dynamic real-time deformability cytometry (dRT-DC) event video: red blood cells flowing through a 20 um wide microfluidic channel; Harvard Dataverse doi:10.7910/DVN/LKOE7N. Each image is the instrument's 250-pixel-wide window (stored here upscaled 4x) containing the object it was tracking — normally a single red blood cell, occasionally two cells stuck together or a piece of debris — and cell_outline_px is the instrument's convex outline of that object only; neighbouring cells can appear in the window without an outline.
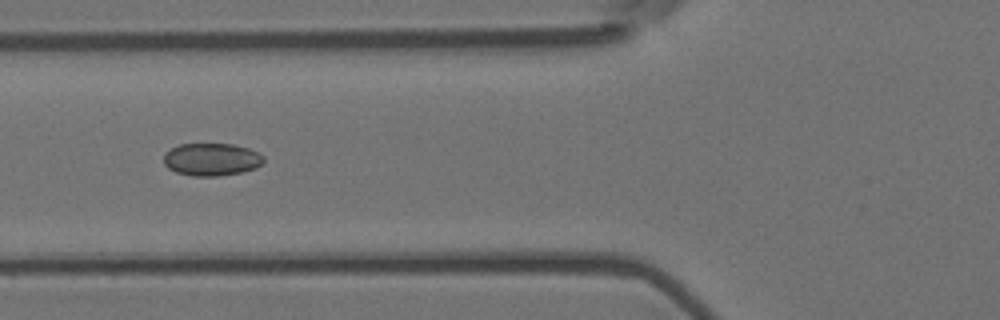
{"species": "Egyptian fruit bat (a non-hibernating species)", "species_latin": "Rousettus aegyptiacus", "temperature_condition": "room temperature", "stored_images_in_passage": 6, "camera_frame_rate_fps": 3000, "um_per_image_px": 0.085, "animal": {"sex": "female"}, "frame": {"image": 1, "passage_image": 3, "time_ms": 0.667, "image_size_px": [1000, 320], "cell_outline_px": [[264, 160], [256, 168], [240, 172], [220, 176], [192, 176], [176, 172], [168, 168], [164, 164], [164, 152], [180, 144], [232, 144], [248, 148], [264, 156]], "centroid_in_image_um": [17.96, 13.55], "position_along_channel_um": 107.8, "area_um2": 18.96}}
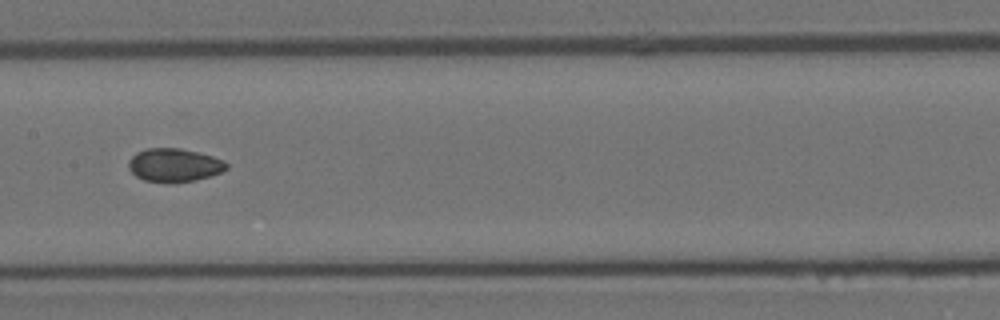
{"frame": {"image": 2, "passage_image": 5, "time_ms": 1.333, "image_size_px": [1000, 320], "cell_outline_px": [[228, 168], [220, 172], [196, 180], [168, 184], [144, 180], [136, 176], [128, 168], [128, 160], [136, 152], [148, 148], [180, 148], [212, 156], [224, 160], [228, 164]], "centroid_in_image_um": [14.78, 14.05], "position_along_channel_um": 192.6, "area_um2": 19.19}}
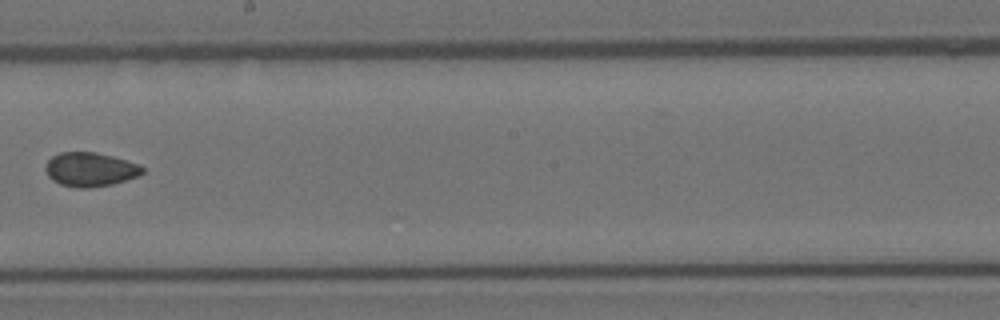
{"frame": {"image": 3, "passage_image": 6, "time_ms": 1.667, "image_size_px": [1000, 320], "cell_outline_px": [[144, 172], [136, 176], [112, 184], [88, 188], [76, 188], [60, 184], [52, 180], [48, 176], [44, 168], [48, 160], [52, 156], [60, 152], [96, 152], [112, 156], [140, 164], [144, 168]], "centroid_in_image_um": [7.64, 14.4], "position_along_channel_um": 240.6, "area_um2": 19.25}}